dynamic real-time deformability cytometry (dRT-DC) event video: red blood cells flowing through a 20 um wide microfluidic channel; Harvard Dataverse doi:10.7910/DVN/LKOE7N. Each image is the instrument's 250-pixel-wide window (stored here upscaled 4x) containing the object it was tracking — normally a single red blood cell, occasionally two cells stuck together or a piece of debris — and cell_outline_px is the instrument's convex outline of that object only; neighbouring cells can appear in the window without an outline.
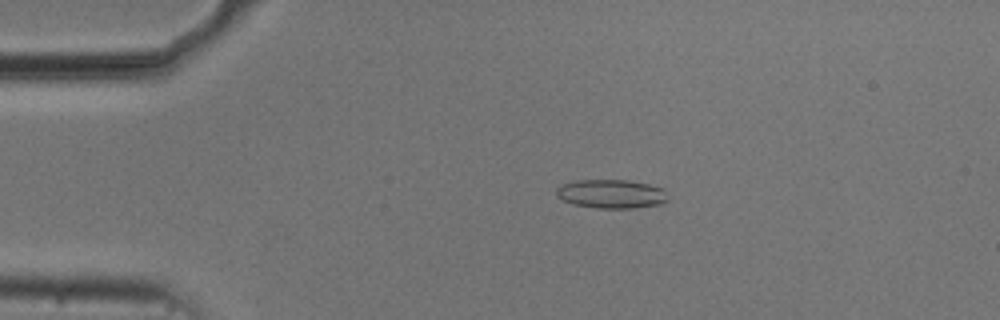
{"species": "common noctule bat (a hibernating species)", "species_latin": "Nyctalus noctula", "temperature_condition": "cold", "stored_images_in_passage": 54, "camera_frame_rate_fps": 3000, "um_per_image_px": 0.085, "animal": {"sex": "male", "body_mass_g": 20.5, "forearm_length_mm": 52.5}, "frame": {"image": 1, "passage_image": 11, "time_ms": 3.333, "image_size_px": [1000, 320], "cell_outline_px": [[668, 200], [660, 204], [632, 208], [596, 208], [572, 204], [556, 196], [556, 188], [560, 184], [576, 180], [628, 180], [648, 184], [664, 188], [668, 196]], "centroid_in_image_um": [51.95, 16.47], "position_along_channel_um": 33.0, "area_um2": 18.9}}
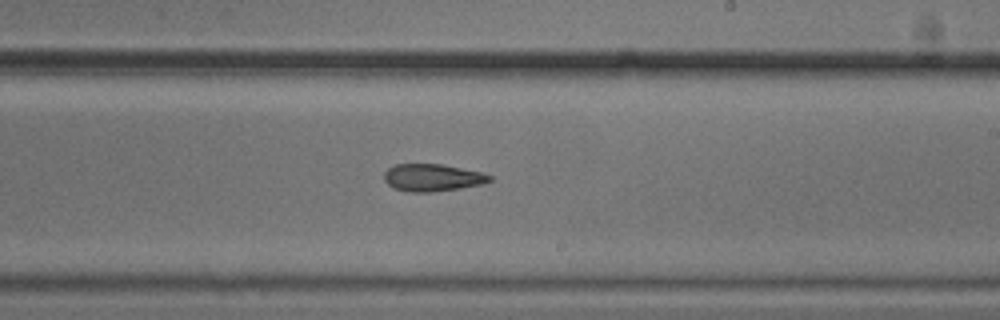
{"frame": {"image": 2, "passage_image": 32, "time_ms": 10.333, "image_size_px": [1000, 320], "cell_outline_px": [[492, 180], [484, 184], [460, 188], [432, 192], [408, 192], [392, 188], [384, 180], [384, 172], [388, 168], [396, 164], [440, 164], [480, 172], [492, 176]], "centroid_in_image_um": [36.73, 15.11], "position_along_channel_um": 252.3, "area_um2": 16.82}}
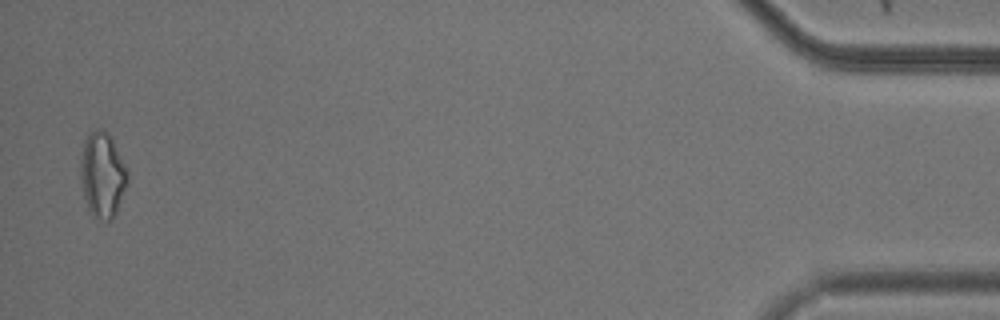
{"frame": {"image": 3, "passage_image": 53, "time_ms": 17.333, "image_size_px": [1000, 320], "cell_outline_px": [[128, 184], [116, 212], [112, 220], [104, 220], [92, 216], [88, 212], [80, 180], [80, 160], [84, 140], [88, 132], [96, 128], [100, 128], [108, 132], [112, 136], [128, 172]], "centroid_in_image_um": [8.7, 14.84], "position_along_channel_um": 426.5, "area_um2": 23.87}, "authors_computed_cell_mechanics": {"area_um2": 17.8891, "velocity_mm_per_s": 3.7439, "shape_relaxation_time_tau1_ms": null, "shape_relaxation_time_tau2_ms": 7.5243, "deformation_change_tau1": null, "deformation_change_tau2": 0.1854}}